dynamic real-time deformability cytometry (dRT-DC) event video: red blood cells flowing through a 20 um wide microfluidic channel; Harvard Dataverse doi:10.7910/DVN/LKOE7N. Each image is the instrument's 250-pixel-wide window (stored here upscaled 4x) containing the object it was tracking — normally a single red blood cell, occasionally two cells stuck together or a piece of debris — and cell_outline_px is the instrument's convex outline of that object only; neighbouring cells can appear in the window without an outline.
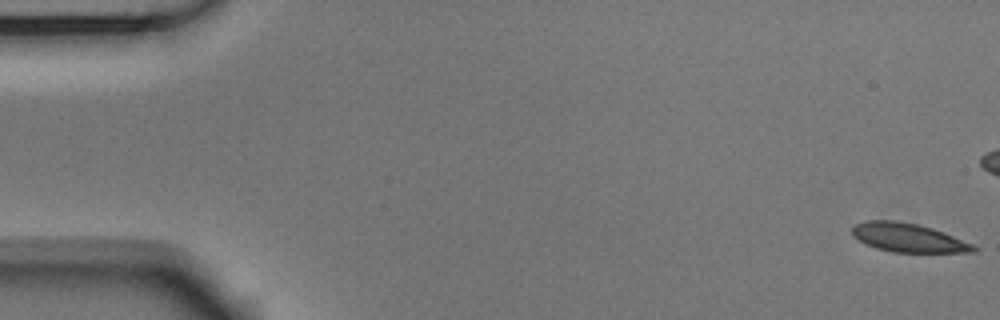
{"species": "Egyptian fruit bat (a non-hibernating species)", "species_latin": "Rousettus aegyptiacus", "temperature_condition": "room temperature", "stored_images_in_passage": 55, "camera_frame_rate_fps": 3000, "um_per_image_px": 0.085, "animal": {"sex": "male"}, "frame": {"image": 1, "passage_image": 1, "time_ms": 0.0, "image_size_px": [1000, 320], "cell_outline_px": [[980, 248], [976, 252], [892, 252], [876, 248], [864, 244], [852, 236], [852, 228], [856, 224], [864, 220], [896, 220], [916, 224], [932, 228], [944, 232], [972, 244]], "centroid_in_image_um": [77.17, 20.2], "position_along_channel_um": 7.8, "area_um2": 20.46}}
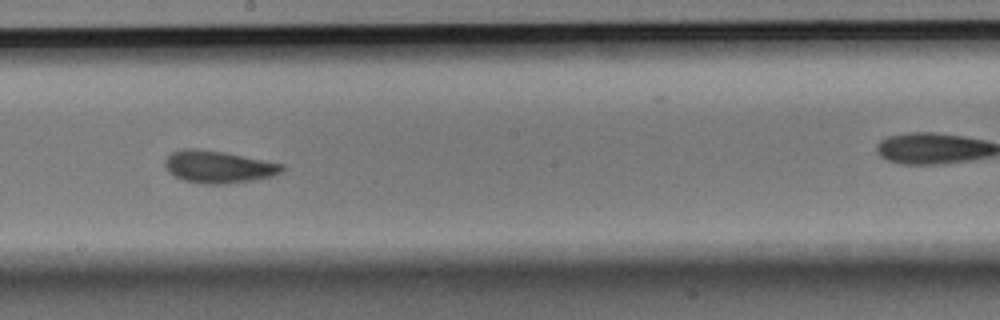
{"frame": {"image": 2, "passage_image": 30, "time_ms": 9.667, "image_size_px": [1000, 320], "cell_outline_px": [[284, 168], [280, 172], [272, 176], [252, 180], [224, 184], [204, 184], [184, 180], [168, 172], [164, 164], [164, 160], [172, 152], [184, 148], [192, 148], [224, 152], [284, 164]], "centroid_in_image_um": [18.54, 14.18], "position_along_channel_um": 229.7, "area_um2": 21.85}}
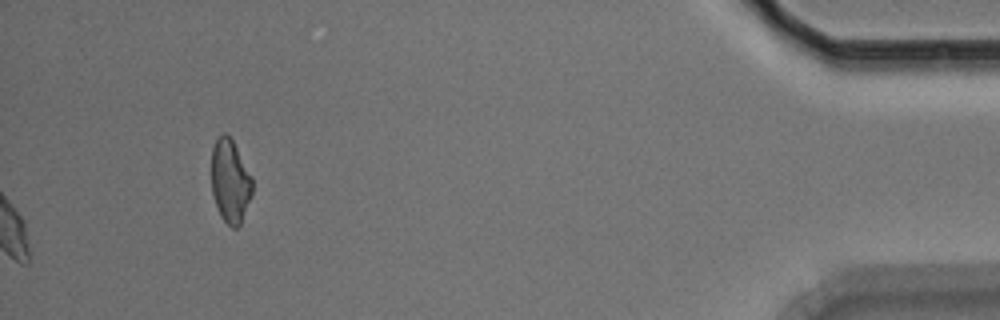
{"frame": {"image": 3, "passage_image": 55, "time_ms": 18.0, "image_size_px": [1000, 320], "cell_outline_px": [[252, 196], [240, 224], [236, 228], [232, 228], [220, 216], [212, 192], [212, 148], [216, 136], [224, 132], [232, 140], [252, 176]], "centroid_in_image_um": [19.57, 15.38], "position_along_channel_um": 415.6, "area_um2": 19.83}, "authors_computed_cell_mechanics": {"area_um2": 21.0392, "velocity_mm_per_s": 3.7387, "shape_relaxation_time_tau1_ms": 5.2096, "shape_relaxation_time_tau2_ms": 2.0542, "deformation_change_tau1": 0.1463, "deformation_change_tau2": 0.0559}}